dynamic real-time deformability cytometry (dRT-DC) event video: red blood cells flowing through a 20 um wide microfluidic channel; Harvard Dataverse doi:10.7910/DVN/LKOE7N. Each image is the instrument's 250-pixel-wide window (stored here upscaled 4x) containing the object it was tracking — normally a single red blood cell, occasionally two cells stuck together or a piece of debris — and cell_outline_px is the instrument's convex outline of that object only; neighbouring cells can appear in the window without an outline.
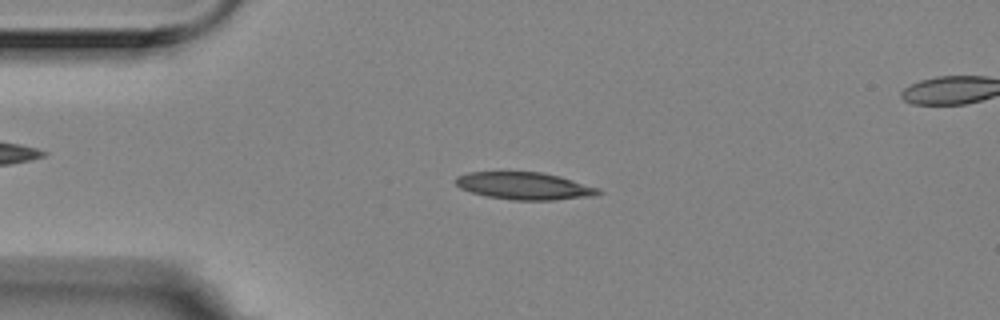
{"species": "Egyptian fruit bat (a non-hibernating species)", "species_latin": "Rousettus aegyptiacus", "temperature_condition": "room temperature", "stored_images_in_passage": 54, "segment_of_instrument_passage": [1, 2], "camera_frame_rate_fps": 3000, "um_per_image_px": 0.085, "animal": {"sex": "female"}, "frame": {"image": 1, "passage_image": 10, "time_ms": 3.0, "image_size_px": [1000, 320], "cell_outline_px": [[604, 192], [596, 196], [556, 200], [512, 200], [488, 196], [472, 192], [460, 188], [452, 180], [456, 176], [468, 172], [540, 172], [560, 176], [600, 188]], "centroid_in_image_um": [44.61, 15.8], "position_along_channel_um": 40.4, "area_um2": 22.95}}
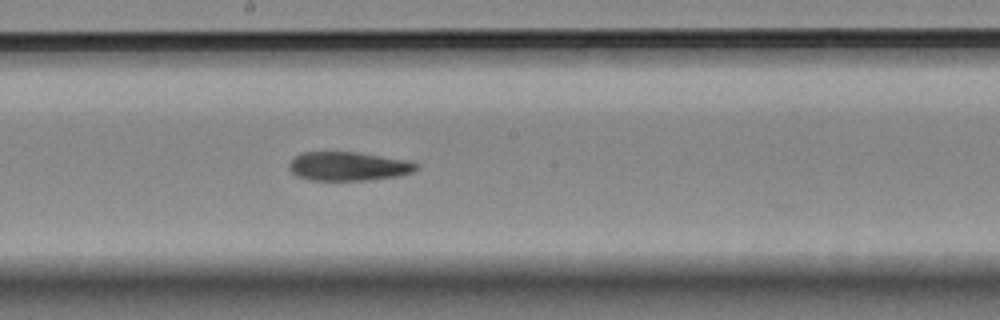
{"frame": {"image": 2, "passage_image": 27, "time_ms": 8.667, "image_size_px": [1000, 320], "cell_outline_px": [[420, 168], [412, 172], [396, 176], [368, 180], [308, 180], [296, 176], [288, 168], [288, 164], [296, 156], [304, 152], [356, 152], [404, 160], [420, 164]], "centroid_in_image_um": [29.59, 14.14], "position_along_channel_um": 218.6, "area_um2": 21.27}}
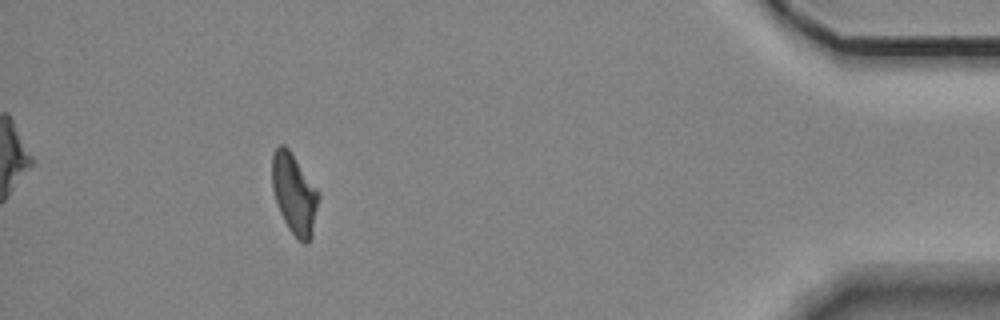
{"frame": {"image": 3, "passage_image": 48, "time_ms": 15.667, "image_size_px": [1000, 320], "cell_outline_px": [[320, 196], [312, 236], [308, 244], [304, 244], [288, 228], [280, 212], [272, 188], [272, 156], [276, 148], [280, 144], [284, 144], [288, 148], [316, 188]], "centroid_in_image_um": [25.02, 16.49], "position_along_channel_um": 410.2, "area_um2": 21.5}}